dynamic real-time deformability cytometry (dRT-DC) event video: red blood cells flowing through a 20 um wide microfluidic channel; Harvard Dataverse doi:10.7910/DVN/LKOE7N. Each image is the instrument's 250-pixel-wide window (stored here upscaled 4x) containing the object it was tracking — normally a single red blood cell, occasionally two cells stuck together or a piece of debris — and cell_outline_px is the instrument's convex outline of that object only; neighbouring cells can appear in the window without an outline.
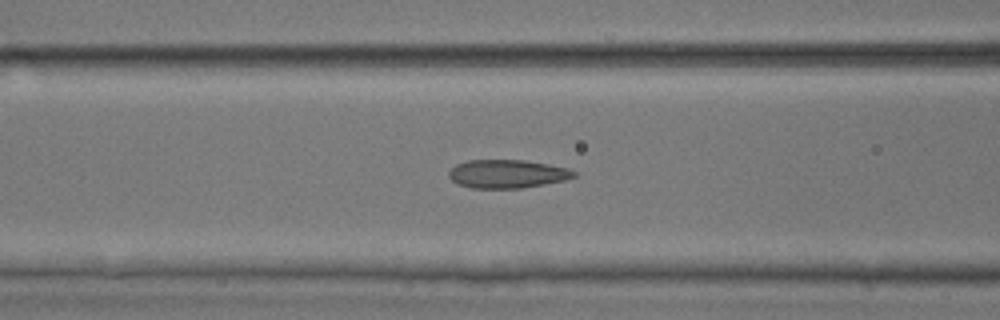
{"species": "common noctule bat (a hibernating species)", "species_latin": "Nyctalus noctula", "temperature_condition": "room temperature", "stored_images_in_passage": 49, "camera_frame_rate_fps": 3000, "um_per_image_px": 0.085, "animal": {"sex": "male", "body_mass_g": 17.9, "forearm_length_mm": 54.2}, "frame": {"image": 1, "passage_image": 20, "time_ms": 6.333, "image_size_px": [1000, 320], "cell_outline_px": [[576, 176], [564, 180], [524, 188], [472, 188], [460, 184], [452, 180], [448, 176], [448, 172], [456, 164], [468, 160], [524, 160], [548, 164], [568, 168], [576, 172]], "centroid_in_image_um": [43.12, 14.77], "position_along_channel_um": 123.5, "area_um2": 20.63}}
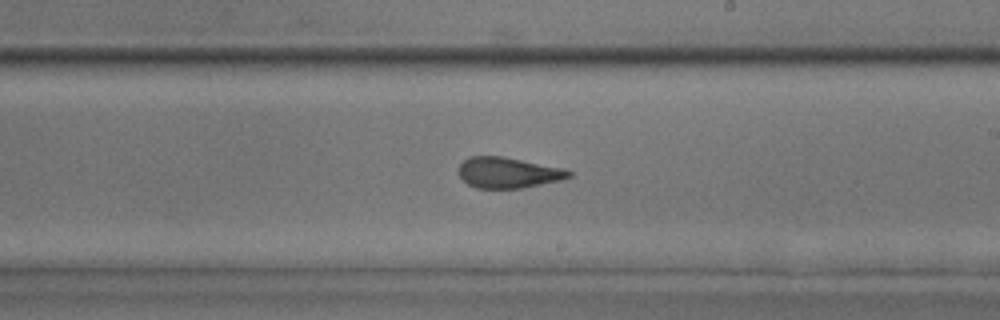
{"frame": {"image": 2, "passage_image": 29, "time_ms": 9.333, "image_size_px": [1000, 320], "cell_outline_px": [[572, 176], [560, 180], [520, 188], [476, 188], [468, 184], [456, 172], [460, 164], [468, 156], [504, 156], [564, 168], [572, 172]], "centroid_in_image_um": [43.16, 14.66], "position_along_channel_um": 245.8, "area_um2": 19.83}}
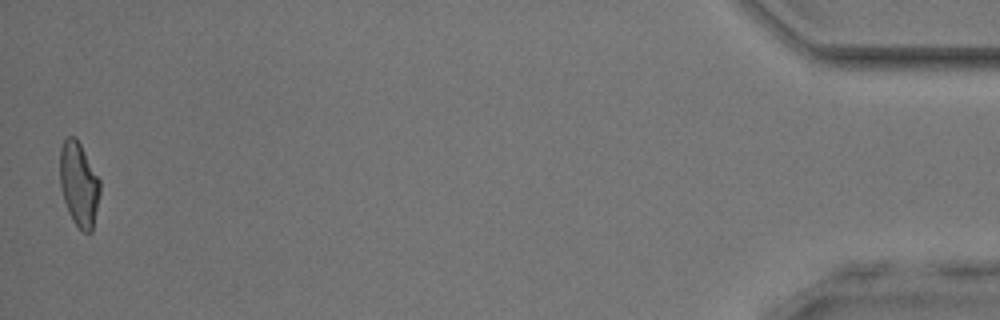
{"frame": {"image": 3, "passage_image": 49, "time_ms": 16.0, "image_size_px": [1000, 320], "cell_outline_px": [[100, 192], [92, 232], [88, 236], [72, 220], [68, 212], [60, 188], [60, 148], [64, 136], [76, 136], [100, 180]], "centroid_in_image_um": [6.7, 15.65], "position_along_channel_um": 428.5, "area_um2": 19.88}, "authors_computed_cell_mechanics": {"area_um2": 20.4034, "velocity_mm_per_s": 4.0996, "shape_relaxation_time_tau1_ms": 5.6405, "shape_relaxation_time_tau2_ms": 1.54, "deformation_change_tau1": 0.1467, "deformation_change_tau2": 0.0875}}